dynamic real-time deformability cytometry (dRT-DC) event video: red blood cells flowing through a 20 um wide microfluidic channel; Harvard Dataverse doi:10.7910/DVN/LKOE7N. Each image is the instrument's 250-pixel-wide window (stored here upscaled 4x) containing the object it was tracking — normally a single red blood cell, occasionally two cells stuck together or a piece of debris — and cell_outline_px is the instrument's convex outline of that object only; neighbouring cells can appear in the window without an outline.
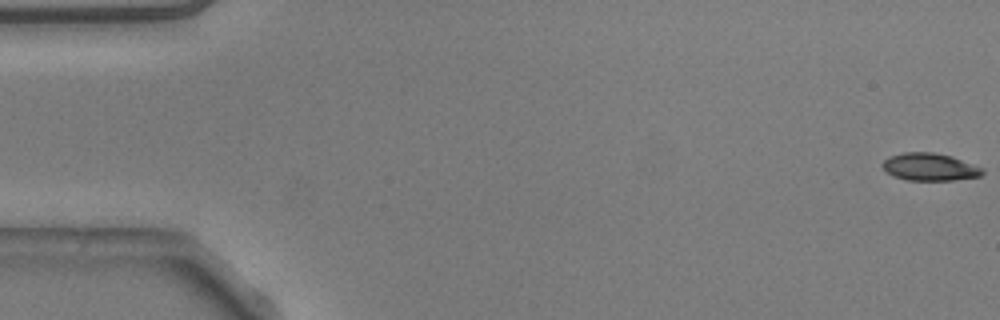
{"species": "common noctule bat (a hibernating species)", "species_latin": "Nyctalus noctula", "temperature_condition": "warm", "stored_images_in_passage": 54, "camera_frame_rate_fps": 3000, "um_per_image_px": 0.085, "animal": {"sex": "male", "body_mass_g": 20.5, "forearm_length_mm": 52.5}, "frame": {"image": 1, "passage_image": 1, "time_ms": 0.0, "image_size_px": [1000, 320], "cell_outline_px": [[984, 172], [980, 176], [952, 180], [908, 180], [892, 176], [880, 164], [888, 156], [904, 152], [932, 152], [952, 156], [984, 168]], "centroid_in_image_um": [79.02, 14.18], "position_along_channel_um": 6.0, "area_um2": 16.07}}
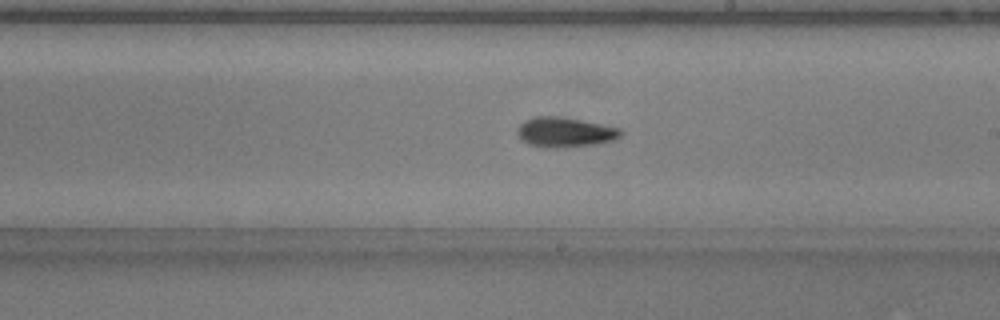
{"frame": {"image": 2, "passage_image": 31, "time_ms": 10.0, "image_size_px": [1000, 320], "cell_outline_px": [[624, 132], [616, 140], [596, 144], [568, 148], [544, 148], [528, 144], [520, 140], [516, 132], [516, 128], [524, 120], [532, 116], [560, 116], [620, 128]], "centroid_in_image_um": [47.98, 11.25], "position_along_channel_um": 241.0, "area_um2": 18.5}}
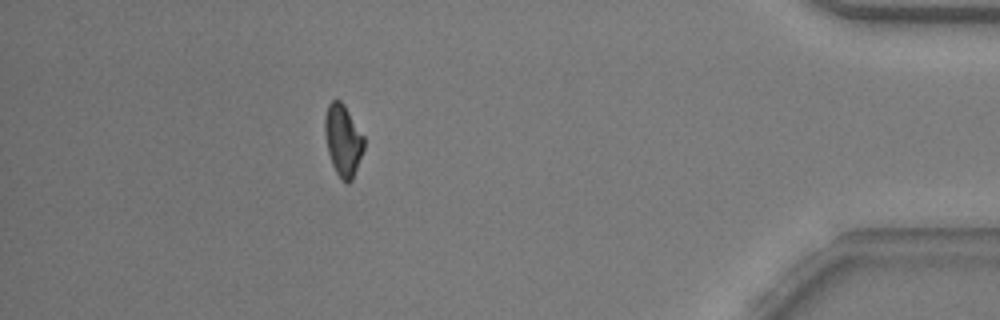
{"frame": {"image": 3, "passage_image": 48, "time_ms": 15.667, "image_size_px": [1000, 320], "cell_outline_px": [[364, 148], [352, 180], [348, 184], [344, 184], [336, 172], [332, 164], [328, 152], [324, 132], [324, 116], [328, 104], [332, 100], [340, 100], [344, 104], [364, 136]], "centroid_in_image_um": [29.14, 11.92], "position_along_channel_um": 406.1, "area_um2": 16.42}, "authors_computed_cell_mechanics": {"area_um2": 16.762, "velocity_mm_per_s": 3.8052, "shape_relaxation_time_tau1_ms": 7.6323, "shape_relaxation_time_tau2_ms": 4.9239, "deformation_change_tau1": 0.1977, "deformation_change_tau2": 0.1133}}